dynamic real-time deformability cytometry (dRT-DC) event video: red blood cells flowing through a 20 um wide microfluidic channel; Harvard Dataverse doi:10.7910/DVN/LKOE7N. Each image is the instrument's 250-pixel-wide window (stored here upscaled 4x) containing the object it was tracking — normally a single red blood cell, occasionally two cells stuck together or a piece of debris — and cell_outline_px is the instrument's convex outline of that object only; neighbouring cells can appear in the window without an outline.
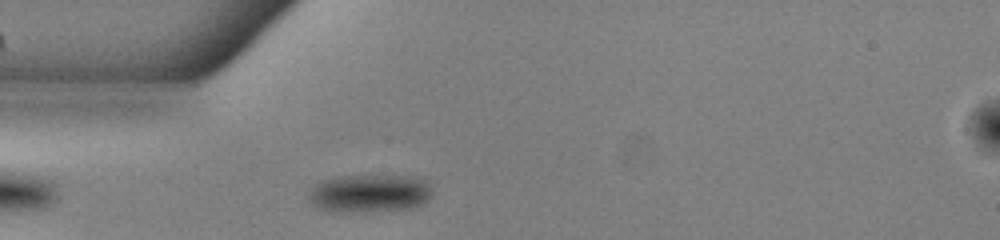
{"species": "common noctule bat (a hibernating species)", "species_latin": "Nyctalus noctula", "temperature_condition": "warm", "stored_images_in_passage": 38, "camera_frame_rate_fps": 3000, "um_per_image_px": 0.085, "animal": {"sex": "male", "body_mass_g": 13.0, "forearm_length_mm": 53.1}, "frame": {"image": 1, "passage_image": 1, "time_ms": 0.0, "image_size_px": [1000, 240], "cell_outline_px": [[432, 196], [424, 204], [408, 208], [360, 212], [332, 212], [320, 208], [312, 204], [308, 200], [308, 188], [312, 184], [320, 180], [336, 176], [412, 176], [428, 180], [432, 184]], "centroid_in_image_um": [31.39, 16.42], "position_along_channel_um": 53.6, "area_um2": 28.09}}
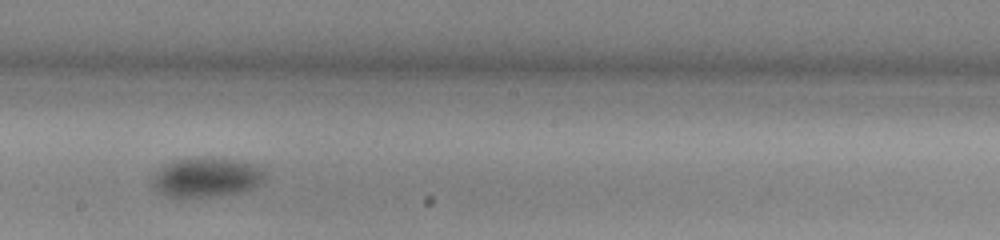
{"frame": {"image": 2, "passage_image": 15, "time_ms": 4.667, "image_size_px": [1000, 240], "cell_outline_px": [[264, 180], [248, 188], [236, 192], [208, 196], [176, 200], [152, 188], [152, 176], [164, 164], [176, 160], [208, 156], [236, 160], [252, 164], [260, 168], [264, 172]], "centroid_in_image_um": [17.43, 15.07], "position_along_channel_um": 230.8, "area_um2": 25.89}}
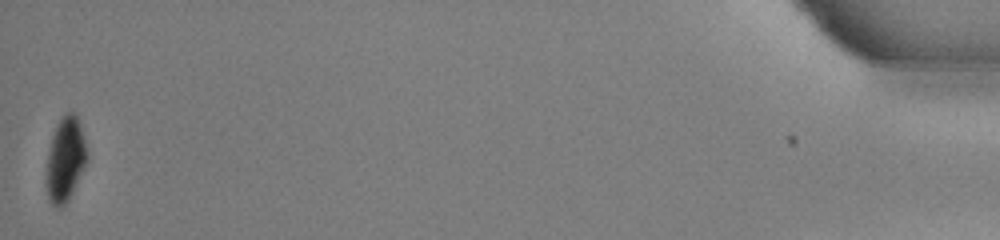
{"frame": {"image": 3, "passage_image": 38, "time_ms": 12.333, "image_size_px": [1000, 240], "cell_outline_px": [[88, 160], [68, 200], [60, 208], [56, 208], [52, 204], [48, 196], [48, 152], [52, 136], [56, 124], [64, 112], [72, 112], [76, 116], [84, 136], [88, 152]], "centroid_in_image_um": [5.59, 13.5], "position_along_channel_um": 429.6, "area_um2": 19.59}, "authors_computed_cell_mechanics": {"area_um2": 25.8655, "velocity_mm_per_s": 3.9298, "shape_relaxation_time_tau1_ms": 5.5624, "shape_relaxation_time_tau2_ms": null, "deformation_change_tau1": 0.1189, "deformation_change_tau2": null}}